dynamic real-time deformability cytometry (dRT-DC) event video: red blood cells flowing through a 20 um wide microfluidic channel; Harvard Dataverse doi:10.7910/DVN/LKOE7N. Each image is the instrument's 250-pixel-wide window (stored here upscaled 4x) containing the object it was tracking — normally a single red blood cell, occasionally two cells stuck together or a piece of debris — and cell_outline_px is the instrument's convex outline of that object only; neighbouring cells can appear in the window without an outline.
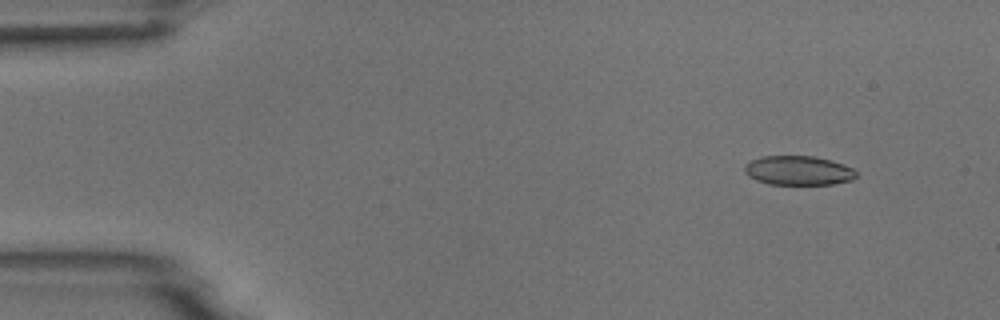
{"species": "common noctule bat (a hibernating species)", "species_latin": "Nyctalus noctula", "temperature_condition": "room temperature", "stored_images_in_passage": 4, "camera_frame_rate_fps": 3000, "um_per_image_px": 0.085, "animal": {"sex": "male", "body_mass_g": 18.8}, "frame": {"image": 1, "passage_image": 1, "time_ms": 0.0, "image_size_px": [1000, 320], "cell_outline_px": [[856, 176], [852, 180], [832, 184], [768, 184], [756, 180], [748, 176], [744, 172], [744, 164], [760, 156], [812, 156], [832, 160], [844, 164], [852, 168], [856, 172]], "centroid_in_image_um": [67.84, 14.49], "position_along_channel_um": 17.2, "area_um2": 19.13}}
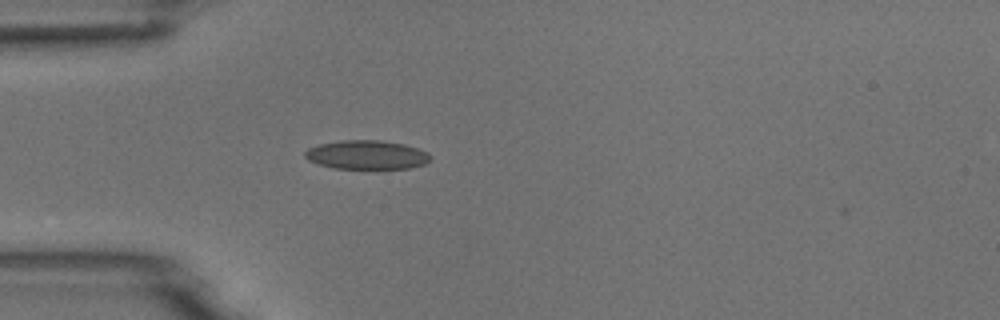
{"frame": {"image": 2, "passage_image": 4, "time_ms": 3.333, "image_size_px": [1000, 320], "cell_outline_px": [[432, 160], [424, 164], [408, 168], [332, 168], [308, 160], [304, 156], [304, 152], [308, 148], [320, 144], [340, 140], [380, 140], [404, 144], [428, 152], [432, 156]], "centroid_in_image_um": [31.18, 13.15], "position_along_channel_um": 53.8, "area_um2": 21.1}}